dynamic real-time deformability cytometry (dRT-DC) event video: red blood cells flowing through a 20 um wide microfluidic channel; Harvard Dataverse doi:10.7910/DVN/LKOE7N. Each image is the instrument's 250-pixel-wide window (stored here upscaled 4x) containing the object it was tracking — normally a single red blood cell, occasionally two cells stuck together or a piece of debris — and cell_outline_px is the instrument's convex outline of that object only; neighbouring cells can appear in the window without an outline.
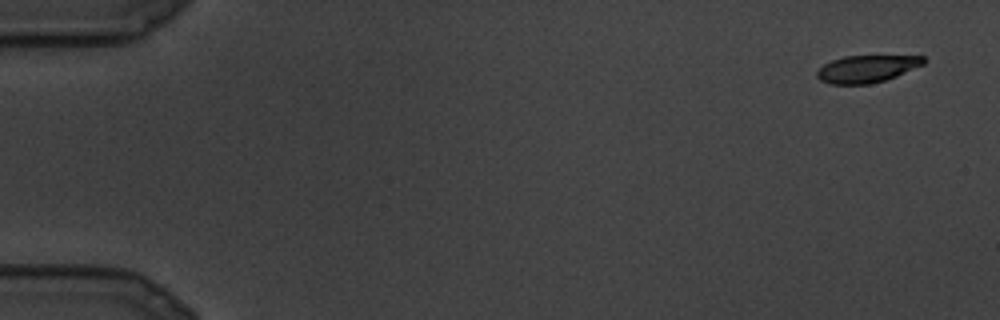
{"species": "common noctule bat (a hibernating species)", "species_latin": "Nyctalus noctula", "temperature_condition": "cold", "stored_images_in_passage": 18, "camera_frame_rate_fps": 3000, "um_per_image_px": 0.085, "animal": {"sex": "male", "body_mass_g": 19.5, "forearm_length_mm": 54.6}, "frame": {"image": 1, "passage_image": 1, "time_ms": 0.0, "image_size_px": [1000, 320], "cell_outline_px": [[924, 64], [896, 76], [872, 84], [832, 84], [820, 80], [816, 76], [816, 72], [824, 64], [832, 60], [844, 56], [924, 56]], "centroid_in_image_um": [73.65, 5.85], "position_along_channel_um": 11.3, "area_um2": 16.76}}
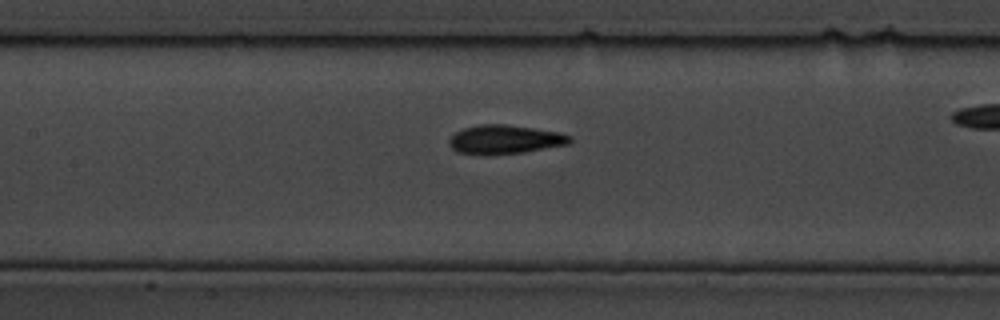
{"frame": {"image": 2, "passage_image": 13, "time_ms": 4.0, "image_size_px": [1000, 320], "cell_outline_px": [[572, 140], [568, 144], [524, 152], [484, 156], [456, 152], [448, 144], [448, 140], [456, 132], [464, 128], [480, 124], [504, 124], [560, 132], [572, 136]], "centroid_in_image_um": [42.88, 11.87], "position_along_channel_um": 164.5, "area_um2": 20.52}}
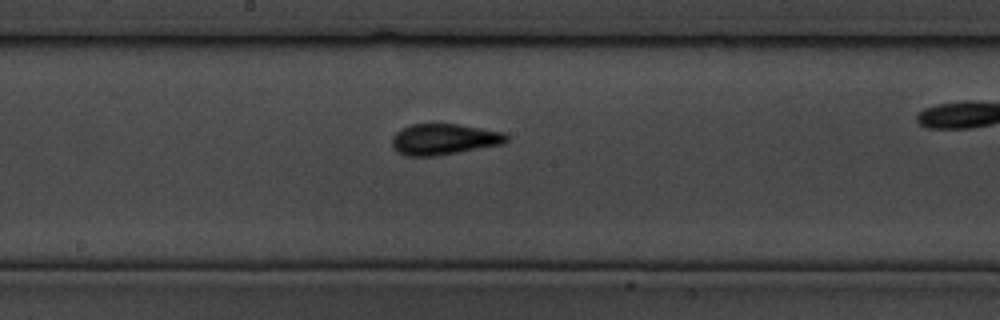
{"frame": {"image": 3, "passage_image": 15, "time_ms": 4.667, "image_size_px": [1000, 320], "cell_outline_px": [[508, 140], [504, 144], [436, 156], [408, 156], [396, 152], [392, 148], [392, 136], [400, 128], [412, 124], [456, 124], [504, 132], [508, 136]], "centroid_in_image_um": [37.71, 11.84], "position_along_channel_um": 210.5, "area_um2": 20.81}}